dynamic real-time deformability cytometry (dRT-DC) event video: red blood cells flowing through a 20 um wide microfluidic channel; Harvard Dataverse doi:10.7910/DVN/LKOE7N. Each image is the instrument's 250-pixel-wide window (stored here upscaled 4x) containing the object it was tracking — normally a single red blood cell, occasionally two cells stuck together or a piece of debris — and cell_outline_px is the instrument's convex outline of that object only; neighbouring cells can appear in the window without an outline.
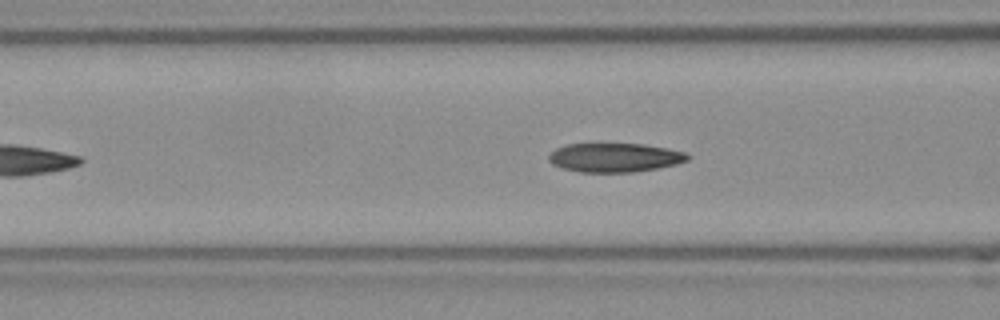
{"species": "Egyptian fruit bat (a non-hibernating species)", "species_latin": "Rousettus aegyptiacus", "temperature_condition": "room temperature", "stored_images_in_passage": 32, "camera_frame_rate_fps": 3000, "um_per_image_px": 0.085, "frame": {"image": 1, "passage_image": 5, "time_ms": 1.333, "image_size_px": [1000, 320], "cell_outline_px": [[688, 160], [676, 164], [656, 168], [632, 172], [580, 172], [564, 168], [552, 164], [548, 160], [548, 156], [556, 148], [568, 144], [644, 144], [668, 148], [684, 152], [688, 156]], "centroid_in_image_um": [52.24, 13.39], "position_along_channel_um": 114.4, "area_um2": 23.24}, "authors_computed_cell_mechanics": {"area_um2": 23.2645, "velocity_mm_per_s": 3.8326, "shape_relaxation_time_tau1_ms": null, "shape_relaxation_time_tau2_ms": 2.5966, "deformation_change_tau1": null, "deformation_change_tau2": 0.0867}}